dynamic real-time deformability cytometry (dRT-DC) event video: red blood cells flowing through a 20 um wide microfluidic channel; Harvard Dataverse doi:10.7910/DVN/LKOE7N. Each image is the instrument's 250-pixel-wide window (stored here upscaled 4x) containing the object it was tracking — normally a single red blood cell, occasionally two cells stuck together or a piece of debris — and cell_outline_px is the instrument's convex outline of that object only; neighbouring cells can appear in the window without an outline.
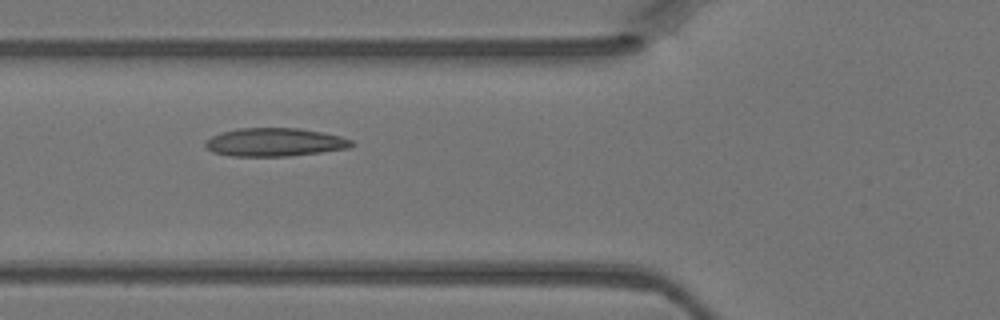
{"species": "Egyptian fruit bat (a non-hibernating species)", "species_latin": "Rousettus aegyptiacus", "temperature_condition": "warm", "stored_images_in_passage": 2, "camera_frame_rate_fps": 3000, "um_per_image_px": 0.085, "animal": {"sex": "female"}, "frame": {"image": 1, "passage_image": 2, "time_ms": 0.333, "image_size_px": [1000, 320], "cell_outline_px": [[356, 144], [348, 148], [320, 152], [288, 156], [232, 156], [212, 152], [204, 144], [204, 140], [212, 136], [236, 128], [300, 128], [340, 136], [352, 140]], "centroid_in_image_um": [23.34, 12.09], "position_along_channel_um": 102.5, "area_um2": 24.04}}